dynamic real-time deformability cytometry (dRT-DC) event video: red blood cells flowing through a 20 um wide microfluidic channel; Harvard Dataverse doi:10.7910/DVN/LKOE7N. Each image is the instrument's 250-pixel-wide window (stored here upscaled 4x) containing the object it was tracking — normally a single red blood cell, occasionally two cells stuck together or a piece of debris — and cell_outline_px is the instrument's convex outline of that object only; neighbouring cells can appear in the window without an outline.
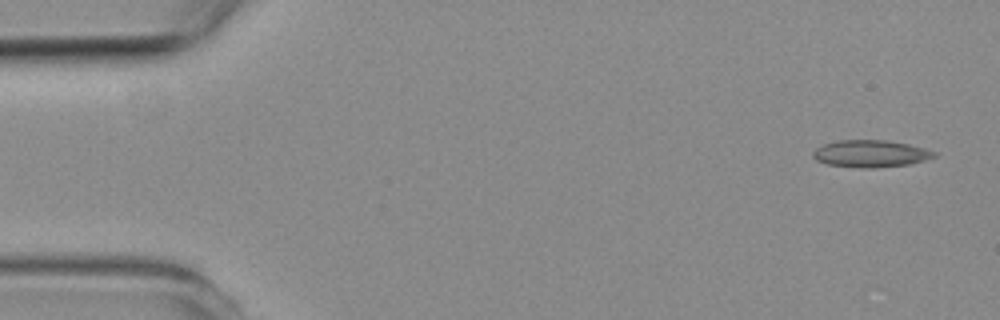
{"species": "common noctule bat (a hibernating species)", "species_latin": "Nyctalus noctula", "temperature_condition": "room temperature", "stored_images_in_passage": 6, "camera_frame_rate_fps": 3000, "um_per_image_px": 0.085, "animal": {"sex": "female", "body_mass_g": 19.3, "forearm_length_mm": 54.1}, "frame": {"image": 1, "passage_image": 1, "time_ms": 0.0, "image_size_px": [1000, 320], "cell_outline_px": [[936, 156], [924, 160], [908, 164], [876, 168], [864, 168], [828, 164], [816, 160], [812, 156], [812, 152], [816, 148], [824, 144], [836, 140], [884, 140], [908, 144], [924, 148], [936, 152]], "centroid_in_image_um": [73.98, 13.06], "position_along_channel_um": 11.0, "area_um2": 19.02}}
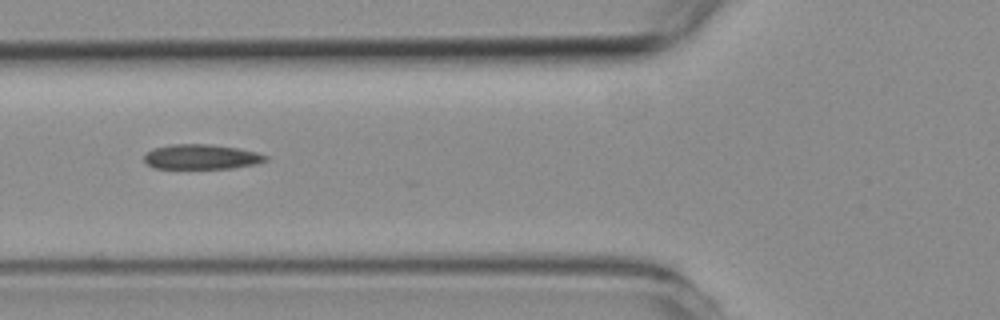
{"frame": {"image": 2, "passage_image": 6, "time_ms": 5.667, "image_size_px": [1000, 320], "cell_outline_px": [[268, 160], [256, 164], [232, 168], [152, 168], [144, 160], [144, 156], [152, 148], [172, 144], [208, 144], [236, 148], [256, 152], [268, 156]], "centroid_in_image_um": [17.11, 13.33], "position_along_channel_um": 108.7, "area_um2": 17.51}}